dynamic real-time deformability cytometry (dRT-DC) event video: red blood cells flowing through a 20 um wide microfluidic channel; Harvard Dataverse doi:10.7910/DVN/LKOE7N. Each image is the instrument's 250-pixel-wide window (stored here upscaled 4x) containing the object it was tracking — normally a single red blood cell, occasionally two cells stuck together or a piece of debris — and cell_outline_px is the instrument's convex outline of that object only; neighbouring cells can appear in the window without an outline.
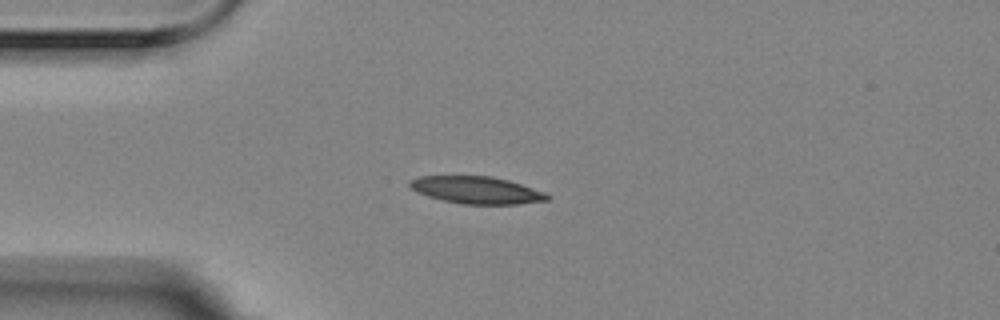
{"species": "Egyptian fruit bat (a non-hibernating species)", "species_latin": "Rousettus aegyptiacus", "temperature_condition": "room temperature", "stored_images_in_passage": 8, "camera_frame_rate_fps": 3000, "um_per_image_px": 0.085, "animal": {"sex": "female"}, "frame": {"image": 1, "passage_image": 4, "time_ms": 1.0, "image_size_px": [1000, 320], "cell_outline_px": [[552, 196], [548, 200], [520, 204], [464, 204], [444, 200], [428, 196], [412, 188], [408, 184], [408, 180], [420, 176], [492, 176], [508, 180], [544, 192]], "centroid_in_image_um": [40.53, 16.15], "position_along_channel_um": 44.5, "area_um2": 21.62}}
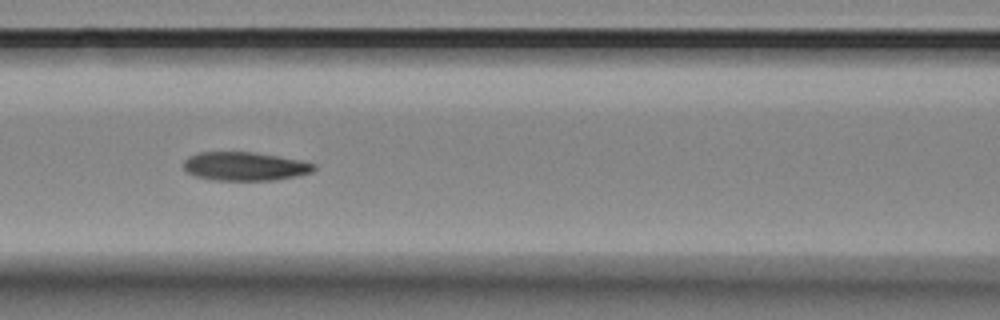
{"frame": {"image": 2, "passage_image": 7, "time_ms": 2.0, "image_size_px": [1000, 320], "cell_outline_px": [[316, 168], [312, 172], [296, 176], [272, 180], [212, 180], [196, 176], [188, 172], [184, 168], [184, 160], [188, 156], [200, 152], [252, 152], [300, 160], [316, 164]], "centroid_in_image_um": [20.8, 14.13], "position_along_channel_um": 145.8, "area_um2": 21.62}}
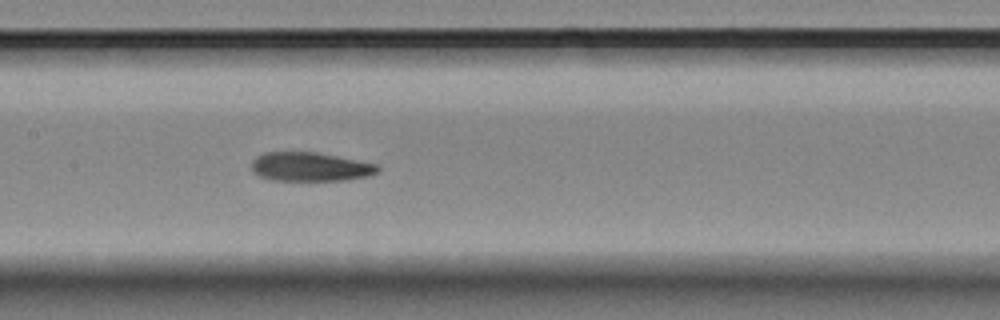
{"frame": {"image": 3, "passage_image": 8, "time_ms": 2.333, "image_size_px": [1000, 320], "cell_outline_px": [[380, 172], [364, 176], [344, 180], [272, 180], [260, 176], [252, 172], [252, 160], [256, 156], [264, 152], [316, 152], [380, 164]], "centroid_in_image_um": [26.37, 14.17], "position_along_channel_um": 181.0, "area_um2": 21.33}}